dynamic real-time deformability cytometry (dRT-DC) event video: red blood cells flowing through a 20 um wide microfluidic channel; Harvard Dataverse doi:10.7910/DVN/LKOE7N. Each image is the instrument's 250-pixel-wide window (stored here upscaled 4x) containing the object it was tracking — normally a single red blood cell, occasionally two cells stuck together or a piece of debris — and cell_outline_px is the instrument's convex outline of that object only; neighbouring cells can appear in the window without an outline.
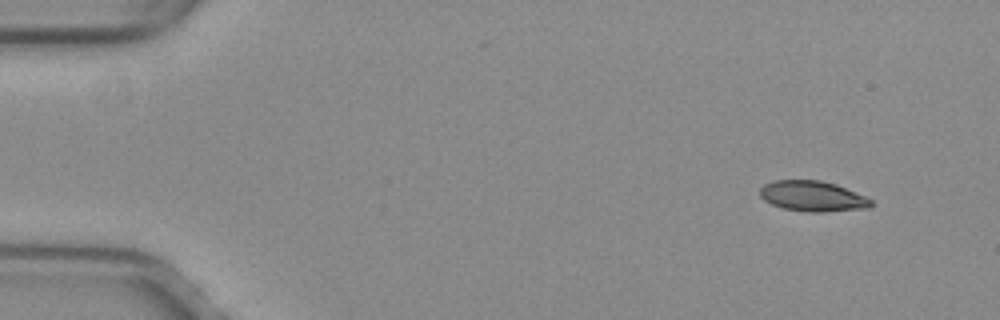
{"species": "common noctule bat (a hibernating species)", "species_latin": "Nyctalus noctula", "temperature_condition": "warm", "stored_images_in_passage": 48, "camera_frame_rate_fps": 3000, "um_per_image_px": 0.085, "animal": {"sex": "female", "body_mass_g": 29.2, "forearm_length_mm": 56.3}, "frame": {"image": 1, "passage_image": 1, "time_ms": 0.0, "image_size_px": [1000, 320], "cell_outline_px": [[872, 204], [868, 208], [824, 212], [808, 212], [784, 208], [772, 204], [764, 200], [760, 196], [760, 188], [764, 184], [776, 180], [820, 180], [836, 184], [864, 196], [872, 200]], "centroid_in_image_um": [69.06, 16.67], "position_along_channel_um": 15.9, "area_um2": 19.59}}
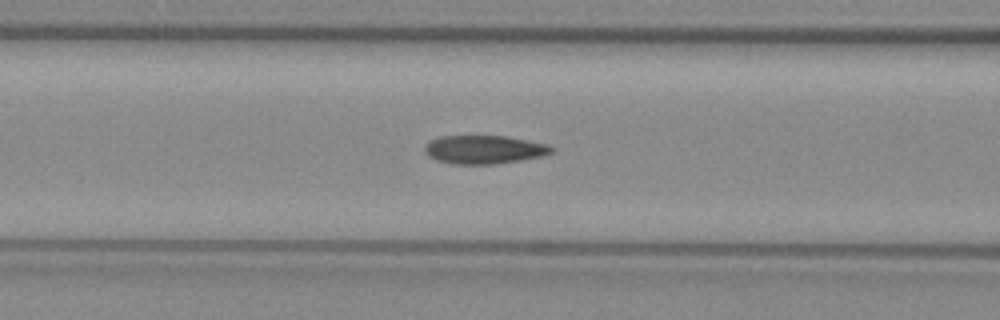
{"frame": {"image": 2, "passage_image": 18, "time_ms": 5.667, "image_size_px": [1000, 320], "cell_outline_px": [[556, 148], [552, 152], [540, 156], [520, 160], [492, 164], [452, 164], [436, 160], [428, 156], [424, 152], [424, 144], [428, 140], [440, 136], [504, 136], [528, 140], [548, 144]], "centroid_in_image_um": [41.1, 12.7], "position_along_channel_um": 125.5, "area_um2": 21.15}}
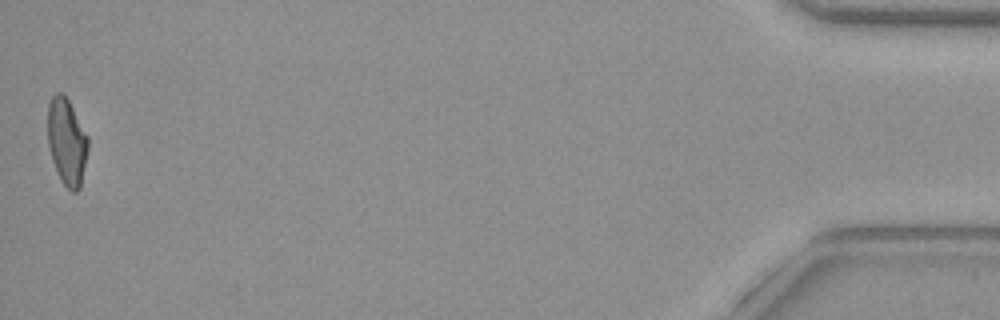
{"frame": {"image": 3, "passage_image": 48, "time_ms": 15.667, "image_size_px": [1000, 320], "cell_outline_px": [[88, 148], [80, 188], [76, 192], [72, 192], [60, 180], [52, 160], [48, 144], [48, 104], [52, 96], [56, 92], [60, 92], [68, 100], [88, 136]], "centroid_in_image_um": [5.67, 12.06], "position_along_channel_um": 429.5, "area_um2": 20.23}, "authors_computed_cell_mechanics": {"area_um2": 20.808, "velocity_mm_per_s": 4.0131, "shape_relaxation_time_tau1_ms": null, "shape_relaxation_time_tau2_ms": 1.7271, "deformation_change_tau1": null, "deformation_change_tau2": 0.0871}}